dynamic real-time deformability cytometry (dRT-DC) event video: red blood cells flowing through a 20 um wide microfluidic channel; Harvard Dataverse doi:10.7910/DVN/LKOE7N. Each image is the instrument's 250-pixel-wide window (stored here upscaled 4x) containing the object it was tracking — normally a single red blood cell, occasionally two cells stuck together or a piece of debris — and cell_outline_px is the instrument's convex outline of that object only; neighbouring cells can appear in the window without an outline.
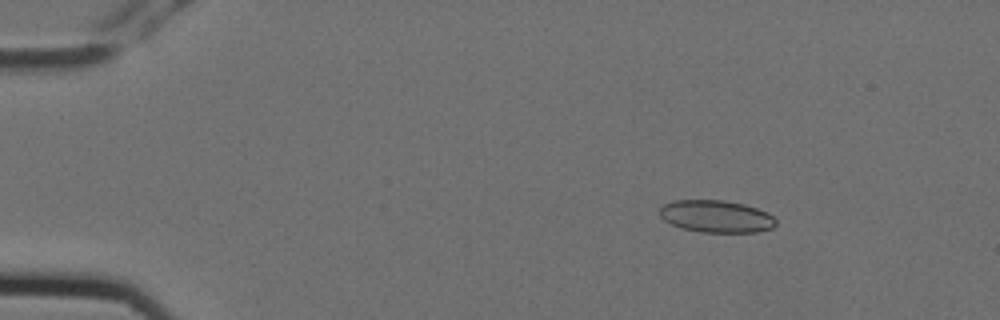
{"species": "Egyptian fruit bat (a non-hibernating species)", "species_latin": "Rousettus aegyptiacus", "temperature_condition": "cold", "stored_images_in_passage": 9, "camera_frame_rate_fps": 3000, "um_per_image_px": 0.085, "animal": {"sex": "female"}, "frame": {"image": 1, "passage_image": 2, "time_ms": 0.333, "image_size_px": [1000, 320], "cell_outline_px": [[776, 224], [772, 228], [756, 232], [700, 232], [680, 228], [664, 220], [660, 216], [660, 208], [664, 204], [676, 200], [724, 200], [744, 204], [768, 212], [776, 220]], "centroid_in_image_um": [60.88, 18.39], "position_along_channel_um": 24.1, "area_um2": 21.85}}
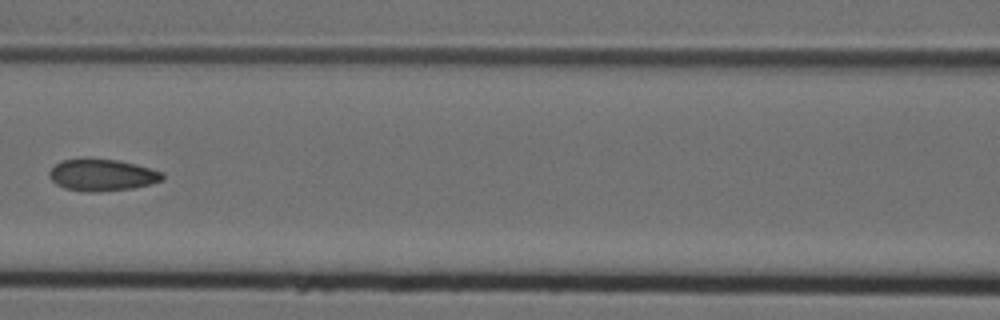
{"frame": {"image": 2, "passage_image": 7, "time_ms": 2.0, "image_size_px": [1000, 320], "cell_outline_px": [[164, 180], [132, 188], [92, 192], [88, 192], [64, 188], [56, 184], [48, 176], [48, 172], [56, 164], [64, 160], [120, 160], [136, 164], [164, 172]], "centroid_in_image_um": [8.7, 14.89], "position_along_channel_um": 157.9, "area_um2": 20.58}}
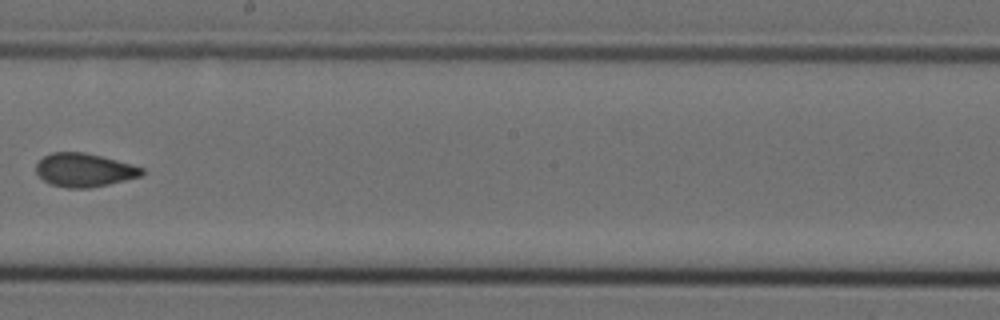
{"frame": {"image": 3, "passage_image": 9, "time_ms": 2.667, "image_size_px": [1000, 320], "cell_outline_px": [[144, 172], [140, 176], [108, 184], [88, 188], [68, 188], [52, 184], [44, 180], [36, 172], [36, 164], [44, 156], [52, 152], [84, 152], [132, 164], [144, 168]], "centroid_in_image_um": [7.15, 14.45], "position_along_channel_um": 241.0, "area_um2": 20.4}}